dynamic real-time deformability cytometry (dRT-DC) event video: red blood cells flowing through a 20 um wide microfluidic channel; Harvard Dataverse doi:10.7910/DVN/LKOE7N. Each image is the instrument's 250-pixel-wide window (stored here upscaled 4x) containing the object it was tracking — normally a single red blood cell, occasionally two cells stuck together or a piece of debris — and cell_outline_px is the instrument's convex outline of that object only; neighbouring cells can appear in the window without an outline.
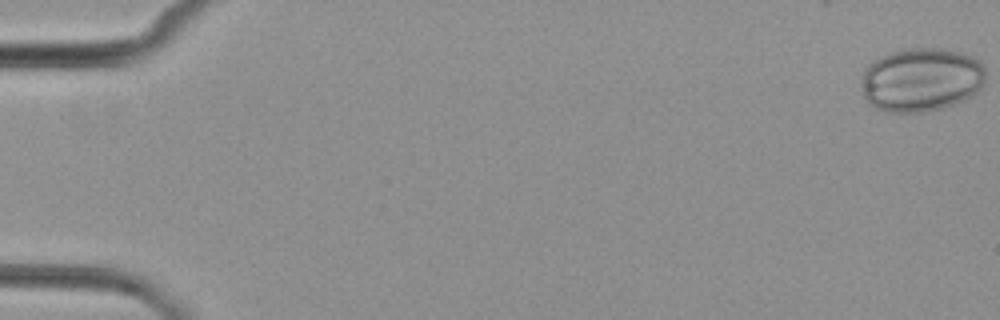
{"species": "common noctule bat (a hibernating species)", "species_latin": "Nyctalus noctula", "temperature_condition": "cold", "stored_images_in_passage": 3, "camera_frame_rate_fps": 3000, "um_per_image_px": 0.085, "animal": {"sex": "female", "body_mass_g": 29.2, "forearm_length_mm": 56.3}, "frame": {"image": 1, "passage_image": 3, "time_ms": 2.333, "image_size_px": [1000, 320], "cell_outline_px": [[984, 84], [972, 96], [964, 100], [944, 108], [920, 112], [888, 112], [876, 108], [868, 104], [864, 96], [860, 80], [864, 68], [872, 60], [888, 52], [904, 48], [940, 48], [960, 52], [972, 56], [980, 60], [984, 68]], "centroid_in_image_um": [78.28, 6.76], "position_along_channel_um": 6.7, "area_um2": 46.88}}